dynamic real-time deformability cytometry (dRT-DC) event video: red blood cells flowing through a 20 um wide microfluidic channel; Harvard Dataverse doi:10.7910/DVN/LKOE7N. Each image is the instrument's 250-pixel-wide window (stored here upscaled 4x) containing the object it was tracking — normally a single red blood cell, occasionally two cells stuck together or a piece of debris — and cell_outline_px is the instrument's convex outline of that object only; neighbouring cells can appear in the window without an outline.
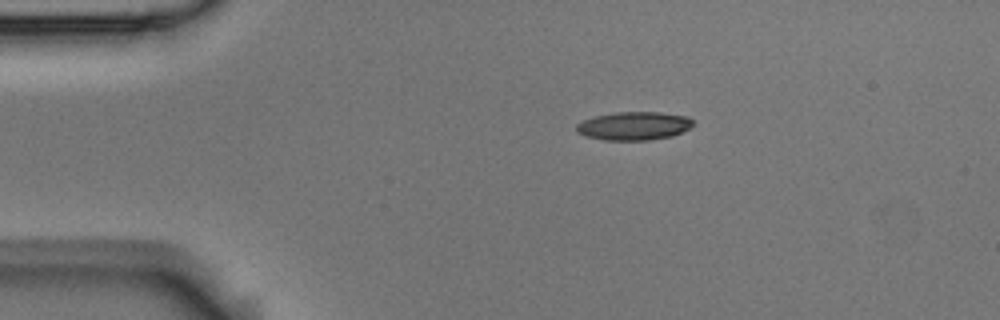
{"species": "Egyptian fruit bat (a non-hibernating species)", "species_latin": "Rousettus aegyptiacus", "temperature_condition": "room temperature", "stored_images_in_passage": 5, "camera_frame_rate_fps": 3000, "um_per_image_px": 0.085, "animal": {"sex": "male"}, "frame": {"image": 1, "passage_image": 3, "time_ms": 0.667, "image_size_px": [1000, 320], "cell_outline_px": [[696, 124], [672, 136], [648, 140], [604, 140], [584, 136], [576, 132], [576, 124], [584, 120], [596, 116], [616, 112], [660, 112], [688, 116]], "centroid_in_image_um": [53.88, 10.7], "position_along_channel_um": 31.1, "area_um2": 19.31}}
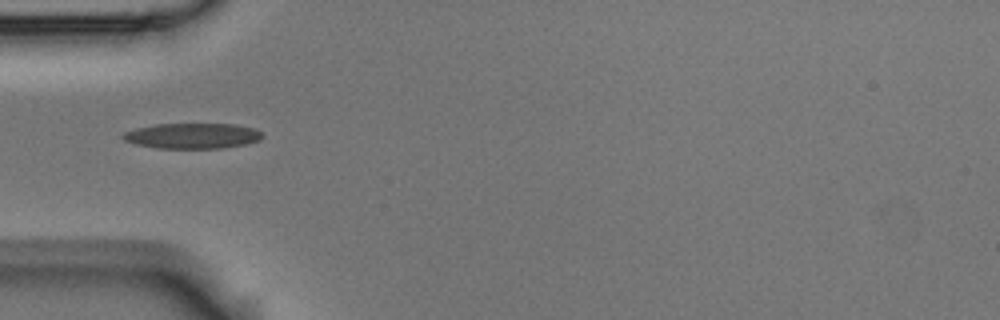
{"frame": {"image": 2, "passage_image": 5, "time_ms": 1.333, "image_size_px": [1000, 320], "cell_outline_px": [[264, 136], [260, 140], [244, 144], [224, 148], [156, 148], [136, 144], [124, 140], [120, 136], [124, 132], [136, 128], [156, 124], [236, 124], [252, 128], [260, 132]], "centroid_in_image_um": [16.33, 11.54], "position_along_channel_um": 68.7, "area_um2": 20.63}}